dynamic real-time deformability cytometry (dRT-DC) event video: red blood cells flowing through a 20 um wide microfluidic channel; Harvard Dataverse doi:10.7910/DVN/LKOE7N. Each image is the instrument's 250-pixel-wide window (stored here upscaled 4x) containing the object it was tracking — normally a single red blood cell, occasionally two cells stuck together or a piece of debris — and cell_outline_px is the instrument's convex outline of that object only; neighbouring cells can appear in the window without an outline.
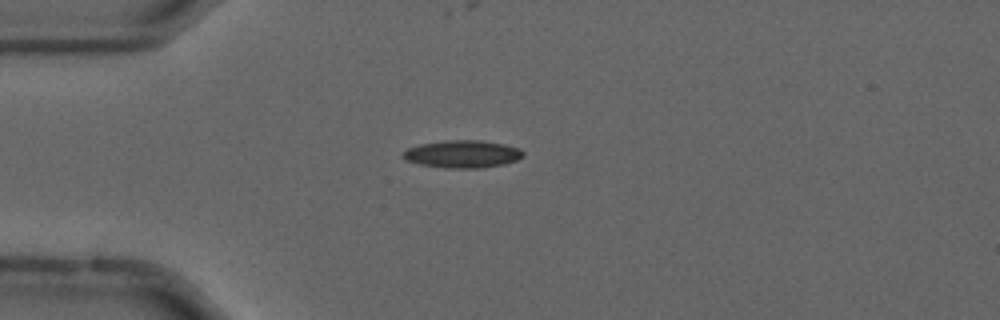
{"species": "common noctule bat (a hibernating species)", "species_latin": "Nyctalus noctula", "temperature_condition": "cold", "stored_images_in_passage": 49, "camera_frame_rate_fps": 3000, "um_per_image_px": 0.085, "animal": {"sex": "male", "forearm_length_mm": 52.5}, "frame": {"image": 1, "passage_image": 8, "time_ms": 2.333, "image_size_px": [1000, 320], "cell_outline_px": [[524, 156], [516, 160], [504, 164], [480, 168], [444, 168], [420, 164], [404, 160], [400, 156], [408, 148], [420, 144], [444, 140], [480, 140], [504, 144], [520, 148], [524, 152]], "centroid_in_image_um": [39.3, 13.09], "position_along_channel_um": 45.7, "area_um2": 19.42}}
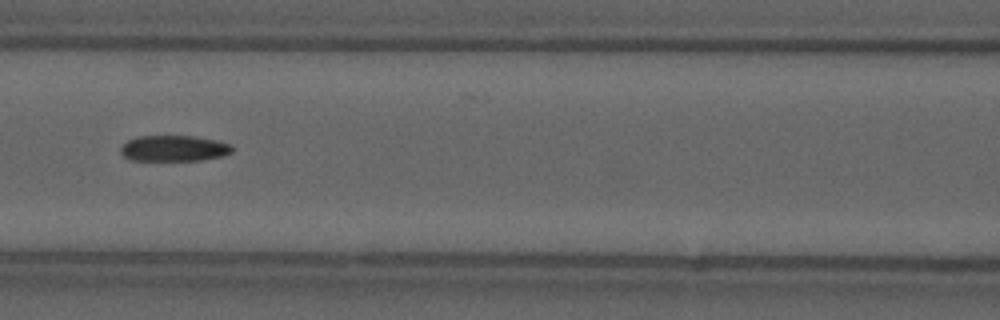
{"frame": {"image": 2, "passage_image": 18, "time_ms": 5.667, "image_size_px": [1000, 320], "cell_outline_px": [[232, 152], [224, 156], [200, 160], [132, 160], [124, 156], [120, 152], [120, 148], [128, 140], [136, 136], [196, 136], [216, 140], [232, 144]], "centroid_in_image_um": [14.8, 12.6], "position_along_channel_um": 151.8, "area_um2": 16.88}}
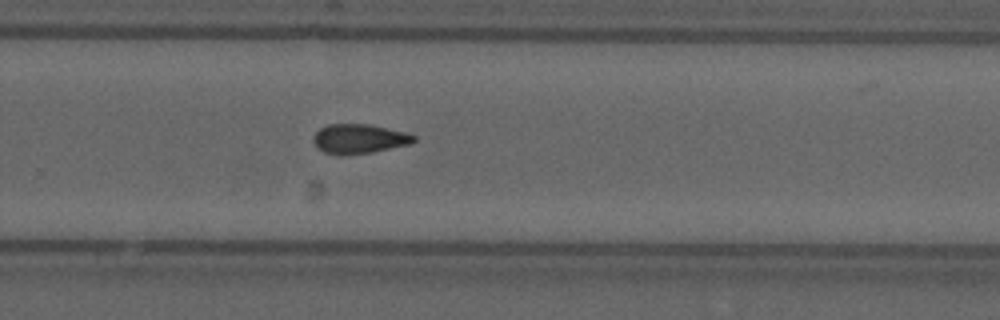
{"frame": {"image": 3, "passage_image": 30, "time_ms": 9.667, "image_size_px": [1000, 320], "cell_outline_px": [[416, 140], [412, 144], [368, 152], [344, 156], [340, 156], [324, 152], [316, 148], [312, 140], [316, 132], [320, 128], [328, 124], [368, 124], [404, 132], [416, 136]], "centroid_in_image_um": [30.48, 11.81], "position_along_channel_um": 299.3, "area_um2": 17.28}, "authors_computed_cell_mechanics": {"area_um2": 17.2822, "velocity_mm_per_s": 3.7056, "shape_relaxation_time_tau1_ms": null, "shape_relaxation_time_tau2_ms": 7.3708, "deformation_change_tau1": null, "deformation_change_tau2": 0.1619}}